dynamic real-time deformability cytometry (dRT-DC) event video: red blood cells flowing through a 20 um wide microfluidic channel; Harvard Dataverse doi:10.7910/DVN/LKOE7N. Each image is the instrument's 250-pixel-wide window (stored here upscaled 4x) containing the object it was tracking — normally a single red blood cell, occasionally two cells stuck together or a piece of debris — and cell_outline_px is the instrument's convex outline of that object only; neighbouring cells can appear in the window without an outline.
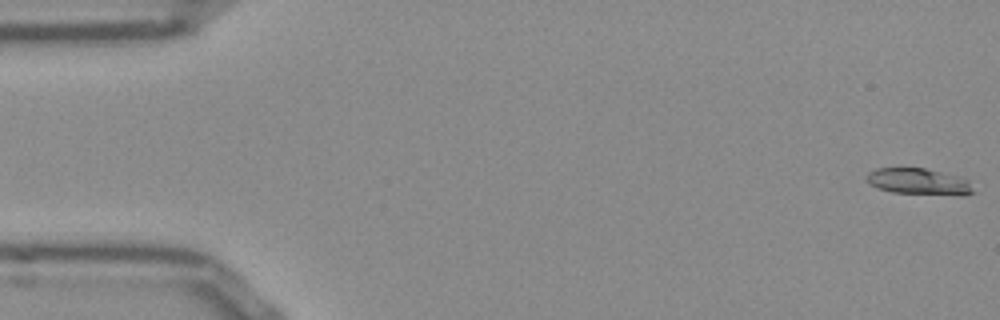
{"species": "Egyptian fruit bat (a non-hibernating species)", "species_latin": "Rousettus aegyptiacus", "temperature_condition": "room temperature", "stored_images_in_passage": 54, "camera_frame_rate_fps": 3000, "um_per_image_px": 0.085, "frame": {"image": 1, "passage_image": 1, "time_ms": 0.0, "image_size_px": [1000, 320], "cell_outline_px": [[972, 192], [964, 196], [960, 196], [892, 192], [876, 188], [864, 180], [868, 172], [876, 168], [924, 168], [960, 176], [968, 180]], "centroid_in_image_um": [78.05, 15.44], "position_along_channel_um": 6.9, "area_um2": 16.53}}
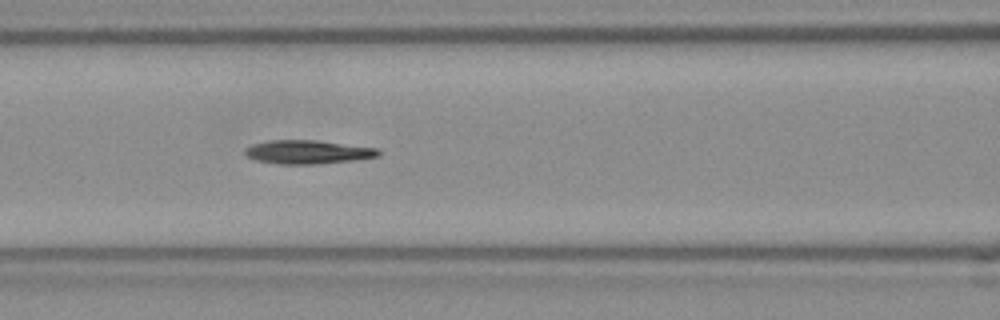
{"frame": {"image": 2, "passage_image": 22, "time_ms": 7.0, "image_size_px": [1000, 320], "cell_outline_px": [[380, 152], [376, 156], [352, 160], [316, 164], [276, 164], [256, 160], [248, 156], [244, 152], [244, 148], [252, 144], [272, 140], [316, 140], [376, 148]], "centroid_in_image_um": [26.09, 12.92], "position_along_channel_um": 140.5, "area_um2": 18.15}}
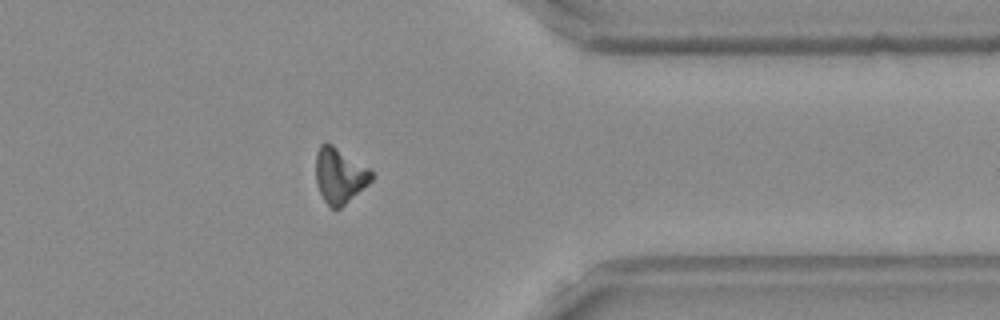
{"frame": {"image": 3, "passage_image": 42, "time_ms": 13.667, "image_size_px": [1000, 320], "cell_outline_px": [[372, 180], [368, 184], [340, 208], [332, 208], [324, 200], [316, 184], [316, 152], [320, 144], [332, 144], [368, 168], [372, 172]], "centroid_in_image_um": [28.84, 14.92], "position_along_channel_um": 382.6, "area_um2": 17.57}, "authors_computed_cell_mechanics": {"area_um2": 17.629, "velocity_mm_per_s": 3.844, "shape_relaxation_time_tau1_ms": 6.9706, "shape_relaxation_time_tau2_ms": null, "deformation_change_tau1": 0.2156, "deformation_change_tau2": null}}